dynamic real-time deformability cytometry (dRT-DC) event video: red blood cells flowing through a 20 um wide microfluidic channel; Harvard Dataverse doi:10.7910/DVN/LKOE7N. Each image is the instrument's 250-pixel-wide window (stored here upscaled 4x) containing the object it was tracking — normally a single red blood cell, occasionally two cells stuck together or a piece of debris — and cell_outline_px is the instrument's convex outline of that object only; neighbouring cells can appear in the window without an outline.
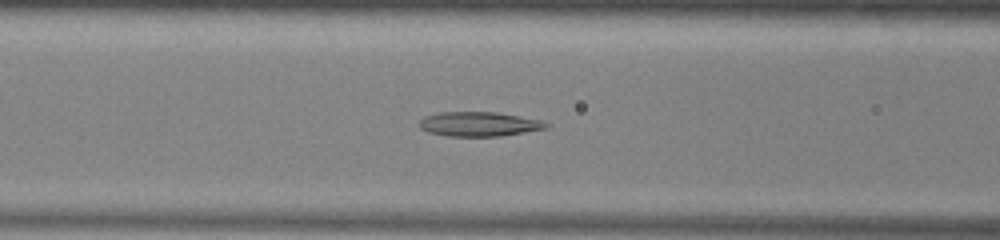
{"species": "common noctule bat (a hibernating species)", "species_latin": "Nyctalus noctula", "temperature_condition": "warm", "stored_images_in_passage": 50, "camera_frame_rate_fps": 3000, "um_per_image_px": 0.085, "animal": {"sex": "male", "body_mass_g": 13.0, "forearm_length_mm": 53.1}, "frame": {"image": 1, "passage_image": 19, "time_ms": 6.0, "image_size_px": [1000, 240], "cell_outline_px": [[552, 124], [548, 128], [500, 136], [448, 136], [428, 132], [420, 128], [420, 120], [424, 116], [436, 112], [496, 112], [520, 116], [540, 120]], "centroid_in_image_um": [40.72, 10.54], "position_along_channel_um": 125.9, "area_um2": 18.15}}
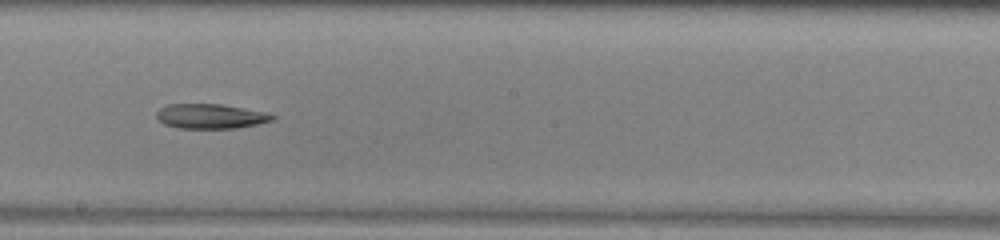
{"frame": {"image": 2, "passage_image": 27, "time_ms": 8.667, "image_size_px": [1000, 240], "cell_outline_px": [[276, 116], [272, 120], [256, 124], [236, 128], [176, 128], [164, 124], [156, 116], [156, 112], [160, 108], [168, 104], [220, 104], [268, 112]], "centroid_in_image_um": [17.89, 9.88], "position_along_channel_um": 230.3, "area_um2": 16.65}}
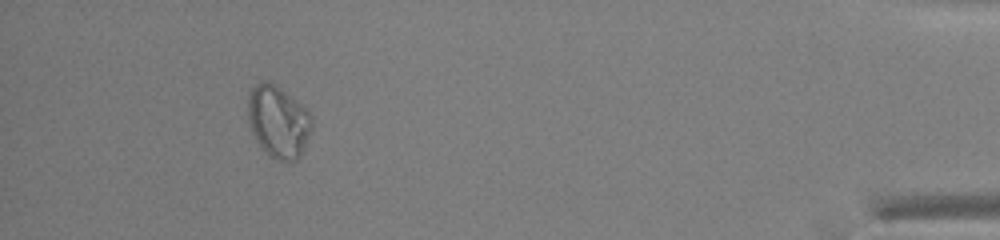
{"frame": {"image": 3, "passage_image": 46, "time_ms": 15.0, "image_size_px": [1000, 240], "cell_outline_px": [[312, 128], [304, 148], [300, 156], [296, 160], [276, 160], [268, 156], [260, 148], [252, 132], [248, 120], [248, 92], [256, 84], [264, 80], [268, 80], [280, 88], [300, 104], [312, 116]], "centroid_in_image_um": [23.63, 10.35], "position_along_channel_um": 411.6, "area_um2": 26.88}}